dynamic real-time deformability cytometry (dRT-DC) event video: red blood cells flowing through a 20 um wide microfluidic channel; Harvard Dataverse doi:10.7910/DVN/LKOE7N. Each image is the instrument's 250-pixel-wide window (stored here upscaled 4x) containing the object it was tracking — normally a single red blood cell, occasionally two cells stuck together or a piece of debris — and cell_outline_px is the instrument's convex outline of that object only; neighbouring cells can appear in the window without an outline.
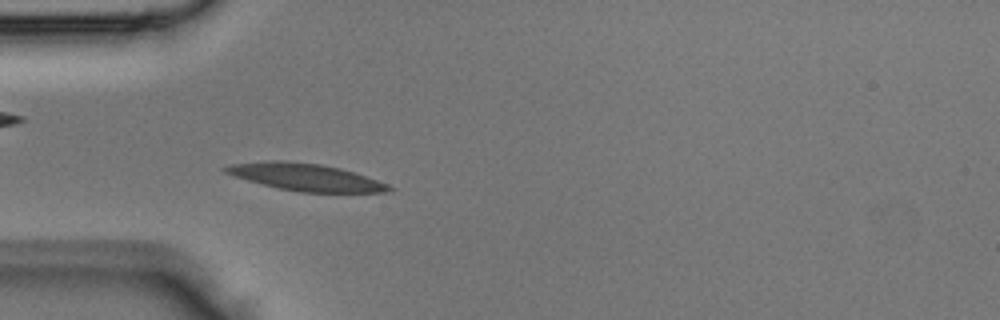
{"species": "Egyptian fruit bat (a non-hibernating species)", "species_latin": "Rousettus aegyptiacus", "temperature_condition": "room temperature", "stored_images_in_passage": 3, "camera_frame_rate_fps": 3000, "um_per_image_px": 0.085, "animal": {"sex": "male"}, "frame": {"image": 1, "passage_image": 3, "time_ms": 0.667, "image_size_px": [1000, 320], "cell_outline_px": [[392, 188], [388, 192], [300, 192], [280, 188], [248, 180], [224, 172], [220, 168], [232, 164], [272, 160], [284, 160], [320, 164], [340, 168], [388, 184]], "centroid_in_image_um": [25.95, 15.04], "position_along_channel_um": 59.1, "area_um2": 25.37}}